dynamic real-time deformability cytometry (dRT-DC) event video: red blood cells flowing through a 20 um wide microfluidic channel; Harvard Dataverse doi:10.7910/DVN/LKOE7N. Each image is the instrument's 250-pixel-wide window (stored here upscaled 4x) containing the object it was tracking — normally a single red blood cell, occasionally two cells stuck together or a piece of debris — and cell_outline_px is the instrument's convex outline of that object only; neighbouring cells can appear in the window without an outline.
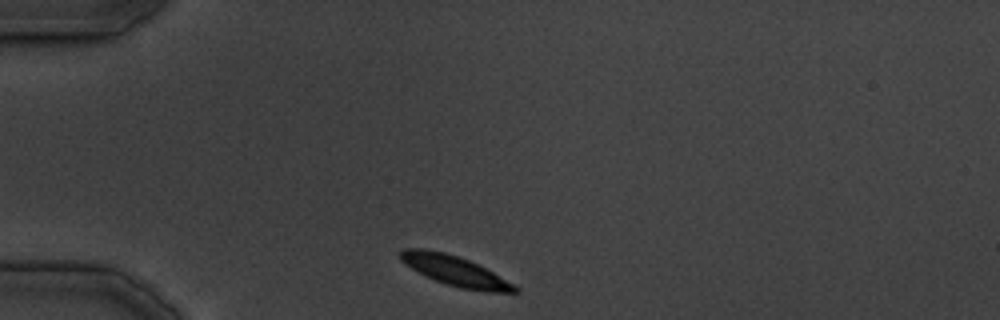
{"species": "common noctule bat (a hibernating species)", "species_latin": "Nyctalus noctula", "temperature_condition": "cold", "stored_images_in_passage": 18, "camera_frame_rate_fps": 3000, "um_per_image_px": 0.085, "animal": {"sex": "male", "body_mass_g": 19.5, "forearm_length_mm": 54.6}, "frame": {"image": 1, "passage_image": 1, "time_ms": 0.0, "image_size_px": [1000, 320], "cell_outline_px": [[520, 292], [488, 292], [460, 288], [436, 280], [404, 264], [400, 260], [400, 252], [404, 248], [424, 248], [444, 252], [468, 260], [492, 272], [520, 288]], "centroid_in_image_um": [38.67, 23.02], "position_along_channel_um": 46.3, "area_um2": 19.54}}